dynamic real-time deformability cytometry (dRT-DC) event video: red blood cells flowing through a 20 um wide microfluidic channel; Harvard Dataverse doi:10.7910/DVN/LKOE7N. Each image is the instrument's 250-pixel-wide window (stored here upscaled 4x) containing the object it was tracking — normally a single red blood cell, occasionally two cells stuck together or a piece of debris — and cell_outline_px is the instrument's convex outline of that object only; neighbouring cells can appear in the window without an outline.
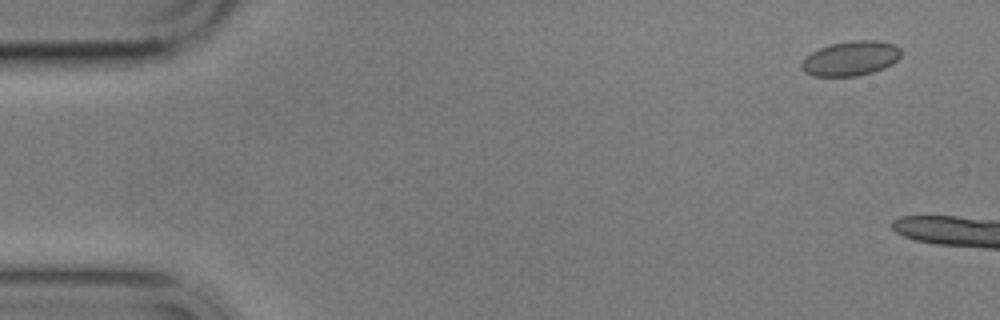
{"species": "common noctule bat (a hibernating species)", "species_latin": "Nyctalus noctula", "temperature_condition": "cold", "stored_images_in_passage": 4, "camera_frame_rate_fps": 3000, "um_per_image_px": 0.085, "animal": {"sex": "male", "body_mass_g": 17.9}, "frame": {"image": 1, "passage_image": 1, "time_ms": 0.0, "image_size_px": [1000, 320], "cell_outline_px": [[900, 56], [892, 64], [884, 68], [872, 72], [856, 76], [812, 76], [804, 72], [800, 68], [800, 64], [812, 52], [820, 48], [832, 44], [852, 40], [876, 40], [892, 44], [900, 48]], "centroid_in_image_um": [72.3, 4.97], "position_along_channel_um": 12.7, "area_um2": 19.94}}